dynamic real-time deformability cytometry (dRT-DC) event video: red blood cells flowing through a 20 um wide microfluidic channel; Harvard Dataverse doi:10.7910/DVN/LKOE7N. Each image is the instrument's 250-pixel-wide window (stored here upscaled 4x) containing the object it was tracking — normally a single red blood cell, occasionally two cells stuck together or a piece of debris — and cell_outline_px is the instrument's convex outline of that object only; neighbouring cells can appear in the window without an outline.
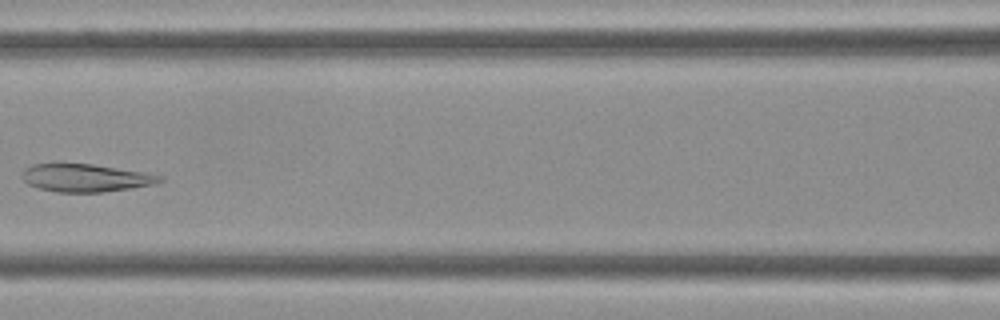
{"species": "Egyptian fruit bat (a non-hibernating species)", "species_latin": "Rousettus aegyptiacus", "temperature_condition": "cold", "stored_images_in_passage": 5, "camera_frame_rate_fps": 3000, "um_per_image_px": 0.085, "frame": {"image": 1, "passage_image": 5, "time_ms": 1.333, "image_size_px": [1000, 320], "cell_outline_px": [[164, 180], [156, 184], [104, 192], [56, 192], [40, 188], [28, 184], [20, 176], [24, 168], [32, 164], [92, 164], [144, 172], [164, 176]], "centroid_in_image_um": [7.29, 15.12], "position_along_channel_um": 159.3, "area_um2": 22.31}}